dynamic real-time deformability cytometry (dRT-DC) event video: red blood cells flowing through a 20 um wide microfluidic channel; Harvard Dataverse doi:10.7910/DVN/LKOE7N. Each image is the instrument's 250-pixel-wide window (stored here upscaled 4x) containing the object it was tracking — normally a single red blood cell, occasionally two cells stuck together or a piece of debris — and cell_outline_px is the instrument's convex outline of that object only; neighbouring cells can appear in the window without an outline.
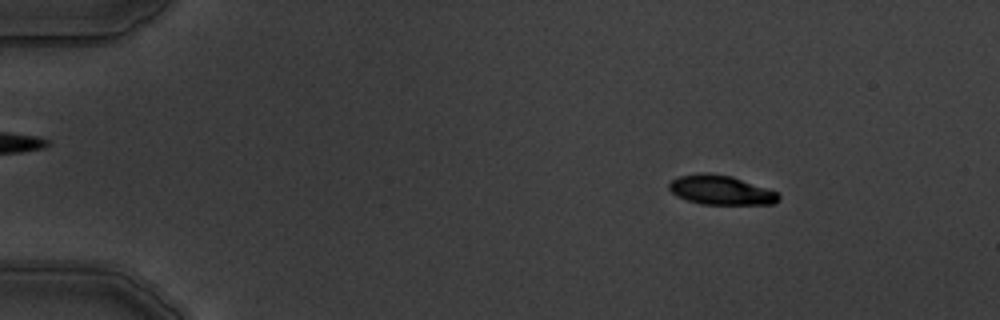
{"species": "common noctule bat (a hibernating species)", "species_latin": "Nyctalus noctula", "temperature_condition": "warm", "stored_images_in_passage": 7, "camera_frame_rate_fps": 3000, "um_per_image_px": 0.085, "animal": {"sex": "male", "body_mass_g": 19.5, "forearm_length_mm": 54.6}, "frame": {"image": 1, "passage_image": 2, "time_ms": 1.0, "image_size_px": [1000, 320], "cell_outline_px": [[780, 200], [776, 204], [700, 204], [676, 196], [668, 188], [668, 184], [672, 180], [680, 176], [700, 172], [708, 172], [732, 176], [776, 192], [780, 196]], "centroid_in_image_um": [61.25, 16.15], "position_along_channel_um": 23.7, "area_um2": 18.73}}
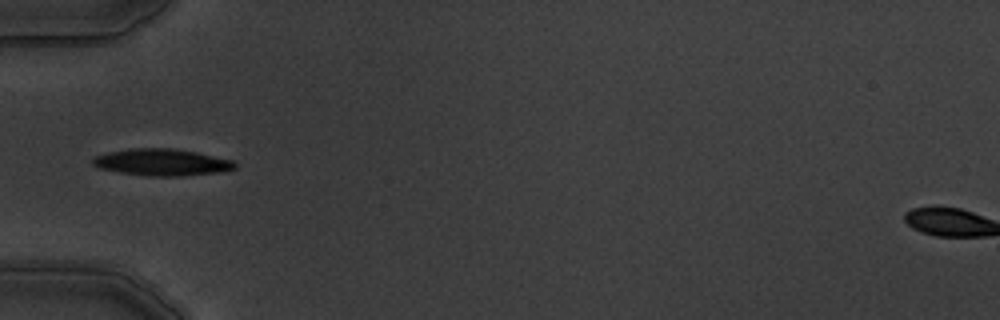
{"frame": {"image": 2, "passage_image": 5, "time_ms": 4.667, "image_size_px": [1000, 320], "cell_outline_px": [[236, 168], [216, 172], [180, 176], [148, 176], [120, 172], [100, 168], [92, 164], [92, 160], [96, 156], [108, 152], [132, 148], [172, 148], [196, 152], [232, 160], [236, 164]], "centroid_in_image_um": [13.74, 13.79], "position_along_channel_um": 71.3, "area_um2": 21.91}}